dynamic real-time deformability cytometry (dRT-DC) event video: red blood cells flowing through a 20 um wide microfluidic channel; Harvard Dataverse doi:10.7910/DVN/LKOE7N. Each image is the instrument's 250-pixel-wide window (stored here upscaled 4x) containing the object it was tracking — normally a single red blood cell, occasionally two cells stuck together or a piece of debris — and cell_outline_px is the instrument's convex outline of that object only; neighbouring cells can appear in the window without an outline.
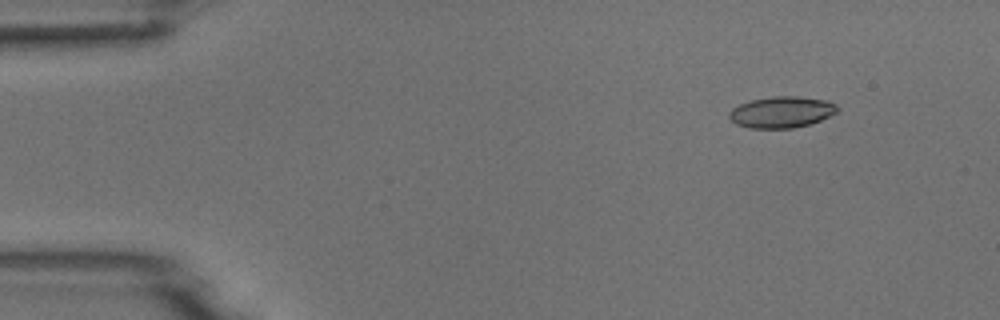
{"species": "common noctule bat (a hibernating species)", "species_latin": "Nyctalus noctula", "temperature_condition": "room temperature", "stored_images_in_passage": 4, "camera_frame_rate_fps": 3000, "um_per_image_px": 0.085, "animal": {"sex": "male", "body_mass_g": 18.8}, "frame": {"image": 1, "passage_image": 1, "time_ms": 0.0, "image_size_px": [1000, 320], "cell_outline_px": [[840, 108], [836, 112], [820, 120], [808, 124], [792, 128], [748, 128], [736, 124], [728, 116], [728, 112], [732, 108], [740, 104], [752, 100], [772, 96], [800, 96], [828, 100], [836, 104]], "centroid_in_image_um": [66.43, 9.52], "position_along_channel_um": 18.6, "area_um2": 19.77}}
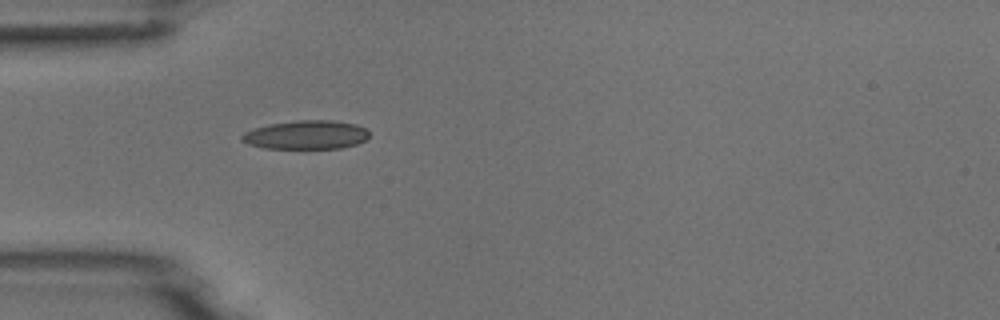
{"frame": {"image": 2, "passage_image": 4, "time_ms": 3.333, "image_size_px": [1000, 320], "cell_outline_px": [[368, 136], [364, 140], [356, 144], [340, 148], [264, 148], [248, 144], [240, 140], [240, 136], [244, 132], [268, 124], [296, 120], [332, 120], [356, 124], [364, 128], [368, 132]], "centroid_in_image_um": [25.99, 11.45], "position_along_channel_um": 59.0, "area_um2": 21.27}}